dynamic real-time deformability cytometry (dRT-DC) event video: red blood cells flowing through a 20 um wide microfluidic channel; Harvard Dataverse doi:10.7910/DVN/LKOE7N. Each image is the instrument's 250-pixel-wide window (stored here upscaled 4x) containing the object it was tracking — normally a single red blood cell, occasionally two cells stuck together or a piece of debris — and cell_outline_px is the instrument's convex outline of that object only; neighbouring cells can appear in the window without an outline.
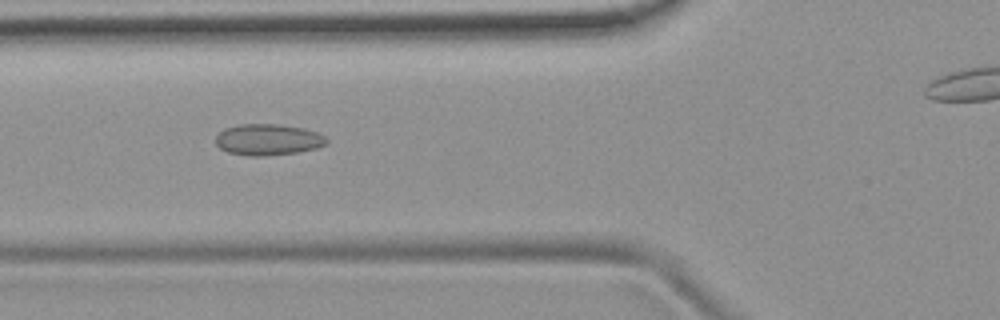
{"species": "common noctule bat (a hibernating species)", "species_latin": "Nyctalus noctula", "temperature_condition": "room temperature", "stored_images_in_passage": 39, "camera_frame_rate_fps": 3000, "um_per_image_px": 0.085, "animal": {"sex": "female", "body_mass_g": 19.9}, "frame": {"image": 1, "passage_image": 12, "time_ms": 3.667, "image_size_px": [1000, 320], "cell_outline_px": [[328, 144], [316, 148], [296, 152], [264, 156], [248, 156], [228, 152], [220, 148], [216, 144], [216, 136], [224, 128], [240, 124], [276, 124], [300, 128], [316, 132], [324, 136], [328, 140]], "centroid_in_image_um": [22.76, 11.87], "position_along_channel_um": 103.0, "area_um2": 20.06}}
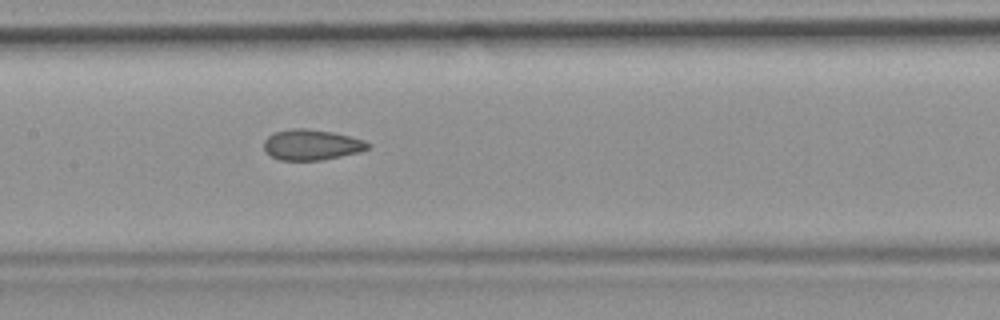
{"frame": {"image": 2, "passage_image": 18, "time_ms": 5.667, "image_size_px": [1000, 320], "cell_outline_px": [[372, 144], [368, 148], [360, 152], [320, 160], [280, 160], [272, 156], [264, 148], [264, 140], [268, 136], [276, 132], [292, 128], [304, 128], [332, 132], [364, 140]], "centroid_in_image_um": [26.49, 12.3], "position_along_channel_um": 180.9, "area_um2": 18.32}}
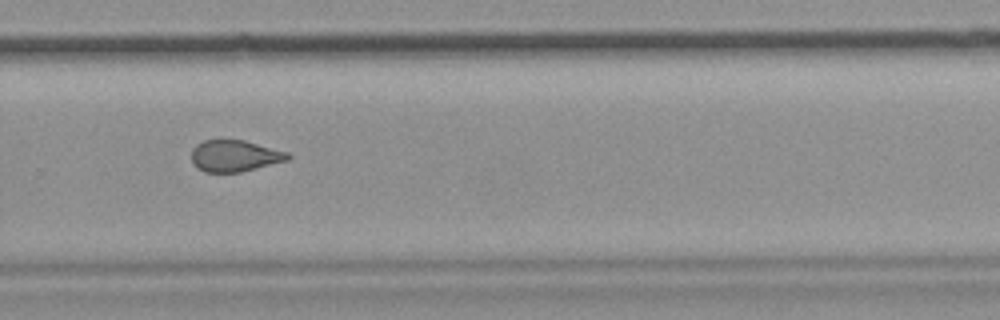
{"frame": {"image": 3, "passage_image": 28, "time_ms": 9.0, "image_size_px": [1000, 320], "cell_outline_px": [[292, 156], [288, 160], [240, 172], [204, 172], [196, 168], [192, 164], [192, 148], [196, 144], [204, 140], [244, 140], [288, 152]], "centroid_in_image_um": [19.93, 13.25], "position_along_channel_um": 309.9, "area_um2": 17.74}, "authors_computed_cell_mechanics": {"area_um2": 18.6694, "velocity_mm_per_s": 3.885, "shape_relaxation_time_tau1_ms": null, "shape_relaxation_time_tau2_ms": 2.3542, "deformation_change_tau1": null, "deformation_change_tau2": 0.0952}}